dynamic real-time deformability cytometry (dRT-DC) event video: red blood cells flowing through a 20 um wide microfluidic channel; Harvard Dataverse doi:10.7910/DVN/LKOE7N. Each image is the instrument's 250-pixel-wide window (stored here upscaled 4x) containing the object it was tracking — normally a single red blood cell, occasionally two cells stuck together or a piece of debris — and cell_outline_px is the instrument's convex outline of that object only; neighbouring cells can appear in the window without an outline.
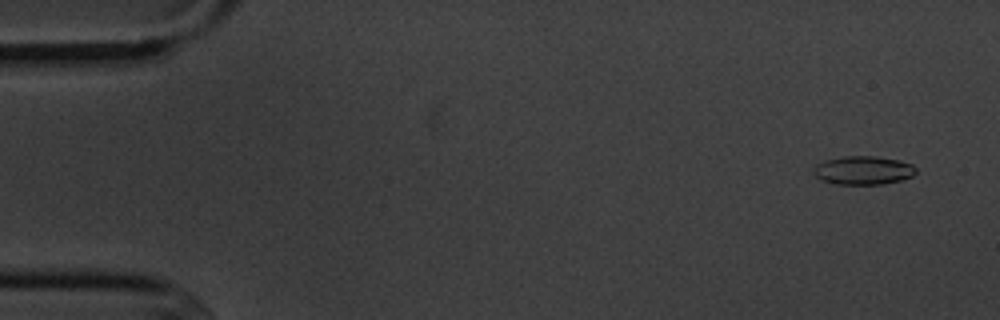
{"species": "common noctule bat (a hibernating species)", "species_latin": "Nyctalus noctula", "temperature_condition": "cold", "stored_images_in_passage": 6, "camera_frame_rate_fps": 3000, "um_per_image_px": 0.085, "animal": {"sex": "male", "body_mass_g": 20.1, "forearm_length_mm": 53.5}, "frame": {"image": 1, "passage_image": 1, "time_ms": 0.0, "image_size_px": [1000, 320], "cell_outline_px": [[916, 172], [912, 176], [900, 180], [884, 184], [836, 184], [820, 180], [812, 172], [816, 164], [824, 160], [844, 156], [876, 156], [900, 160], [912, 164], [916, 168]], "centroid_in_image_um": [73.36, 14.47], "position_along_channel_um": 11.6, "area_um2": 17.17}}
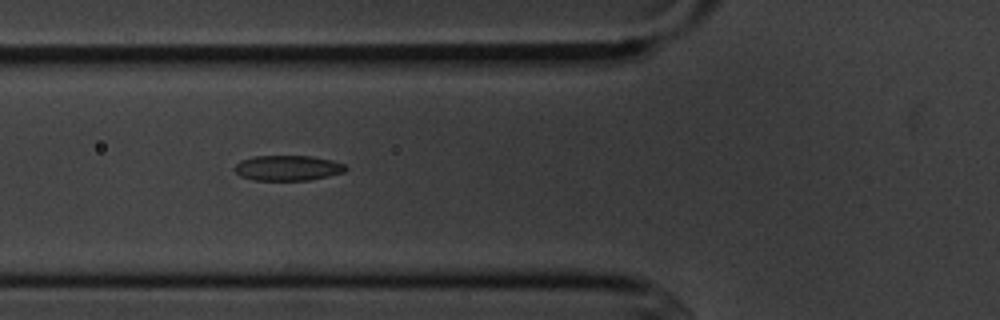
{"frame": {"image": 2, "passage_image": 6, "time_ms": 5.667, "image_size_px": [1000, 320], "cell_outline_px": [[348, 168], [344, 172], [328, 176], [308, 180], [252, 180], [240, 176], [232, 168], [240, 160], [252, 156], [312, 156], [332, 160], [344, 164]], "centroid_in_image_um": [24.43, 14.27], "position_along_channel_um": 101.4, "area_um2": 16.47}}